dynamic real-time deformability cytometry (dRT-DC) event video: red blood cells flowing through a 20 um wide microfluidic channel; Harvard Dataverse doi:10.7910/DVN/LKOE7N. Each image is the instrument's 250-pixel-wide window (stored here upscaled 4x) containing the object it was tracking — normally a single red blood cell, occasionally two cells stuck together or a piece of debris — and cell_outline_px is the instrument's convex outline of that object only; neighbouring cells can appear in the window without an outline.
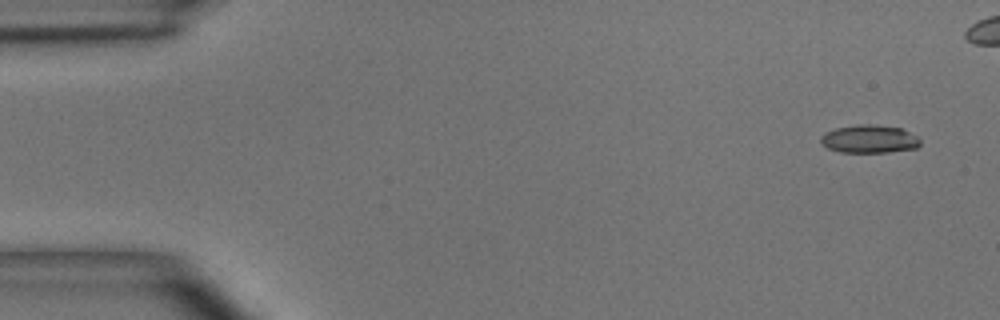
{"species": "common noctule bat (a hibernating species)", "species_latin": "Nyctalus noctula", "temperature_condition": "room temperature", "stored_images_in_passage": 6, "camera_frame_rate_fps": 3000, "um_per_image_px": 0.085, "animal": {"sex": "male", "body_mass_g": 15.6}, "frame": {"image": 1, "passage_image": 1, "time_ms": 0.0, "image_size_px": [1000, 320], "cell_outline_px": [[920, 144], [916, 148], [888, 152], [840, 152], [828, 148], [820, 140], [820, 136], [824, 132], [836, 128], [856, 124], [868, 124], [900, 128], [916, 136], [920, 140]], "centroid_in_image_um": [73.86, 11.81], "position_along_channel_um": 11.1, "area_um2": 16.13}}